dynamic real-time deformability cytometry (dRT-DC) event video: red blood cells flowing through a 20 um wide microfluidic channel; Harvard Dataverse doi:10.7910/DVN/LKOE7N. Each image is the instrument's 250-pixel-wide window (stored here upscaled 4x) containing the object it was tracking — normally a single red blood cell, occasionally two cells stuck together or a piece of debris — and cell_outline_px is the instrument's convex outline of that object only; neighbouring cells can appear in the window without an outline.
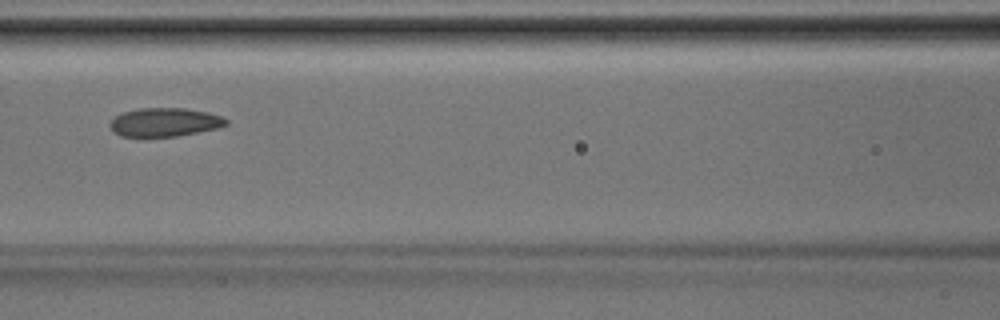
{"species": "Egyptian fruit bat (a non-hibernating species)", "species_latin": "Rousettus aegyptiacus", "temperature_condition": "room temperature", "stored_images_in_passage": 22, "camera_frame_rate_fps": 3000, "um_per_image_px": 0.085, "animal": {"sex": "male"}, "frame": {"image": 1, "passage_image": 16, "time_ms": 5.0, "image_size_px": [1000, 320], "cell_outline_px": [[228, 124], [220, 128], [176, 136], [120, 136], [112, 132], [108, 124], [116, 116], [124, 112], [140, 108], [184, 108], [208, 112], [220, 116], [228, 120]], "centroid_in_image_um": [14.0, 10.39], "position_along_channel_um": 152.6, "area_um2": 19.36}}